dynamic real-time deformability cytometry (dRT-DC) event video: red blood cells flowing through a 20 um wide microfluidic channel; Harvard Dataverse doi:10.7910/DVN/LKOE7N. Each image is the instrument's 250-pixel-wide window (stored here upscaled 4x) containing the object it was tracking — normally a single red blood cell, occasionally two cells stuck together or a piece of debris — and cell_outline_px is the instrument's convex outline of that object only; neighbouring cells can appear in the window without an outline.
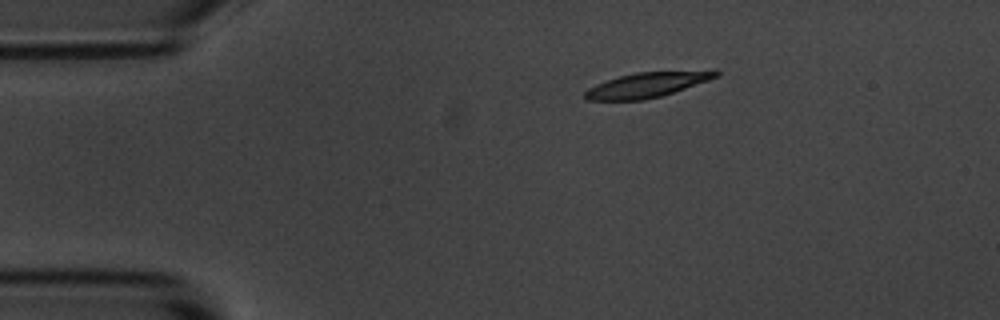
{"species": "common noctule bat (a hibernating species)", "species_latin": "Nyctalus noctula", "temperature_condition": "room temperature", "stored_images_in_passage": 9, "camera_frame_rate_fps": 3000, "um_per_image_px": 0.085, "animal": {"sex": "male", "body_mass_g": 20.1, "forearm_length_mm": 53.5}, "frame": {"image": 1, "passage_image": 1, "time_ms": 0.0, "image_size_px": [1000, 320], "cell_outline_px": [[720, 76], [660, 96], [644, 100], [584, 100], [584, 92], [588, 88], [596, 84], [620, 76], [636, 72], [716, 68], [720, 72]], "centroid_in_image_um": [55.09, 7.17], "position_along_channel_um": 29.9, "area_um2": 19.48}}
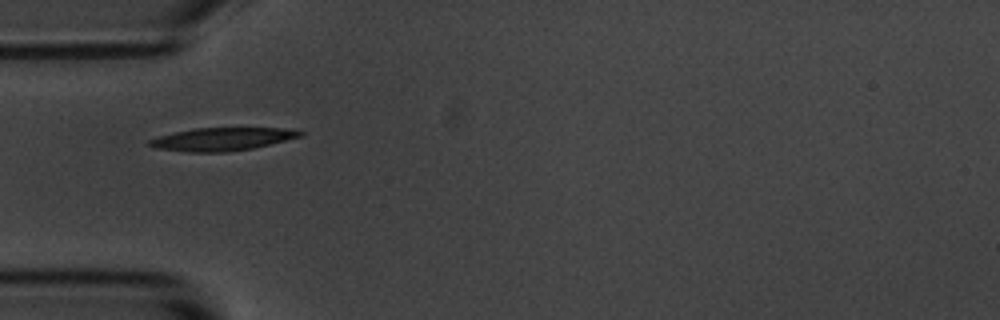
{"frame": {"image": 2, "passage_image": 3, "time_ms": 2.333, "image_size_px": [1000, 320], "cell_outline_px": [[304, 136], [252, 148], [224, 152], [188, 152], [156, 148], [148, 144], [148, 140], [160, 136], [192, 128], [284, 128], [304, 132]], "centroid_in_image_um": [18.89, 11.82], "position_along_channel_um": 66.1, "area_um2": 20.0}}
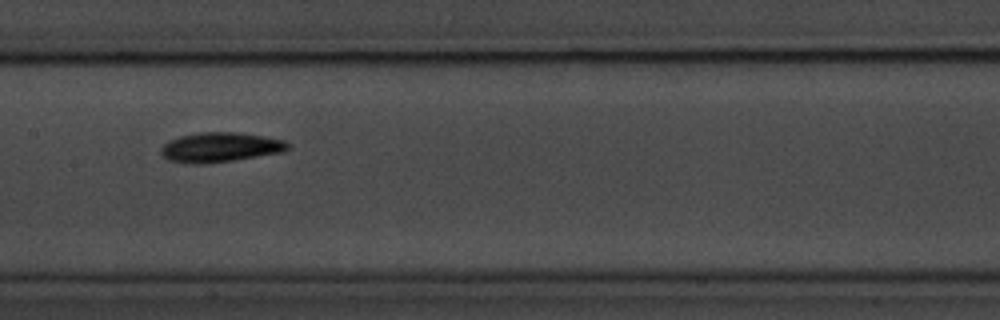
{"frame": {"image": 3, "passage_image": 6, "time_ms": 5.667, "image_size_px": [1000, 320], "cell_outline_px": [[292, 148], [284, 152], [236, 160], [204, 164], [196, 164], [168, 160], [160, 152], [160, 148], [168, 140], [180, 136], [200, 132], [232, 132], [264, 136], [284, 140]], "centroid_in_image_um": [18.74, 12.52], "position_along_channel_um": 188.7, "area_um2": 22.08}}